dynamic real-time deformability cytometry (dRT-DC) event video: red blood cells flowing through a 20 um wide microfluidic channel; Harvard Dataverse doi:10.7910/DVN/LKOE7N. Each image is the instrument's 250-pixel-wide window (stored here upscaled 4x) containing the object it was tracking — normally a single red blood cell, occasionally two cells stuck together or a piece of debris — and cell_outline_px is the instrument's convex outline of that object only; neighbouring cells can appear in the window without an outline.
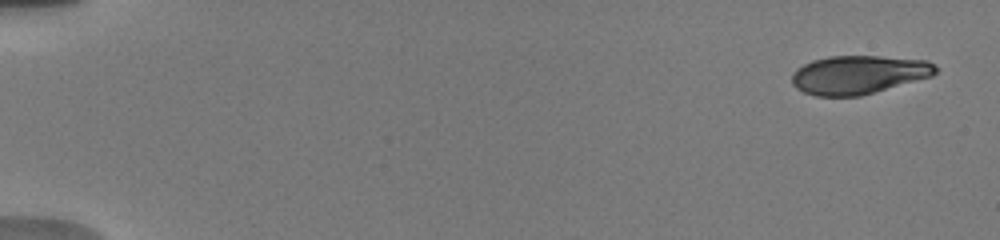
{"species": "human", "species_latin": "Homo sapiens", "temperature_condition": "warm", "stored_images_in_passage": 81, "camera_frame_rate_fps": 3000, "um_per_image_px": 0.085, "donor": {"sex": "male"}, "frame": {"image": 1, "passage_image": 3, "time_ms": 0.667, "image_size_px": [1000, 240], "cell_outline_px": [[936, 72], [932, 76], [860, 96], [816, 96], [804, 92], [796, 88], [792, 84], [792, 72], [796, 68], [812, 60], [828, 56], [880, 56], [928, 60], [936, 64]], "centroid_in_image_um": [72.96, 6.34], "position_along_channel_um": 12.0, "area_um2": 32.37}}
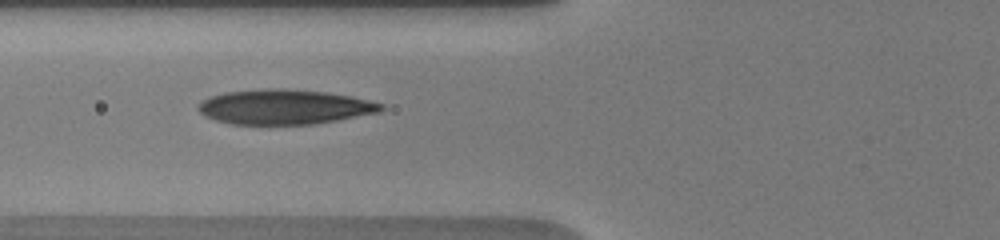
{"frame": {"image": 2, "passage_image": 25, "time_ms": 7.333, "image_size_px": [1000, 240], "cell_outline_px": [[384, 108], [380, 112], [316, 124], [232, 124], [216, 120], [204, 116], [196, 108], [200, 100], [208, 96], [224, 92], [268, 88], [280, 88], [324, 92], [352, 96], [384, 104]], "centroid_in_image_um": [24.14, 9.08], "position_along_channel_um": 101.7, "area_um2": 37.28}}
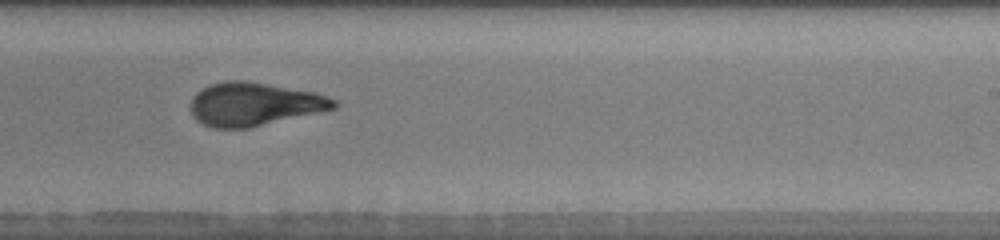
{"frame": {"image": 3, "passage_image": 41, "time_ms": 11.667, "image_size_px": [1000, 240], "cell_outline_px": [[340, 104], [336, 108], [248, 128], [212, 128], [196, 120], [192, 116], [192, 100], [196, 92], [212, 84], [228, 80], [244, 80], [316, 92], [328, 96], [336, 100]], "centroid_in_image_um": [21.63, 8.85], "position_along_channel_um": 267.4, "area_um2": 35.95}, "authors_computed_cell_mechanics": {"area_um2": 35.258, "velocity_mm_per_s": 3.8297, "shape_relaxation_time_tau1_ms": 5.2408, "shape_relaxation_time_tau2_ms": 1.2247, "deformation_change_tau1": 0.2102, "deformation_change_tau2": 0.0846}}